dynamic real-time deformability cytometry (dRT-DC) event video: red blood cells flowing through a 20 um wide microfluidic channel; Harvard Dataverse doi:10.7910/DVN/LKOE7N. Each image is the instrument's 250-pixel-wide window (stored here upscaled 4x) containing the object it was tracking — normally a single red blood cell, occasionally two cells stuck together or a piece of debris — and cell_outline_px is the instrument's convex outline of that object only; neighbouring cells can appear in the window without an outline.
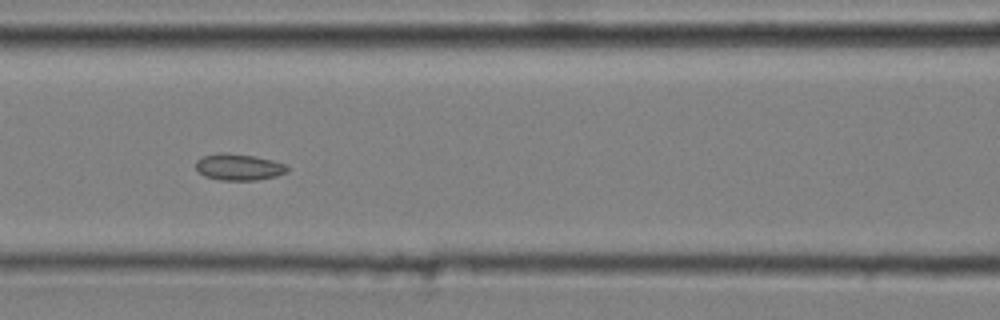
{"species": "common noctule bat (a hibernating species)", "species_latin": "Nyctalus noctula", "temperature_condition": "cold", "stored_images_in_passage": 9, "camera_frame_rate_fps": 3000, "um_per_image_px": 0.085, "animal": {"sex": "male", "body_mass_g": 20.4}, "frame": {"image": 1, "passage_image": 6, "time_ms": 1.667, "image_size_px": [1000, 320], "cell_outline_px": [[288, 172], [276, 176], [256, 180], [220, 180], [204, 176], [196, 168], [196, 160], [204, 156], [220, 152], [224, 152], [256, 156], [288, 164]], "centroid_in_image_um": [20.32, 14.19], "position_along_channel_um": 146.3, "area_um2": 14.22}}
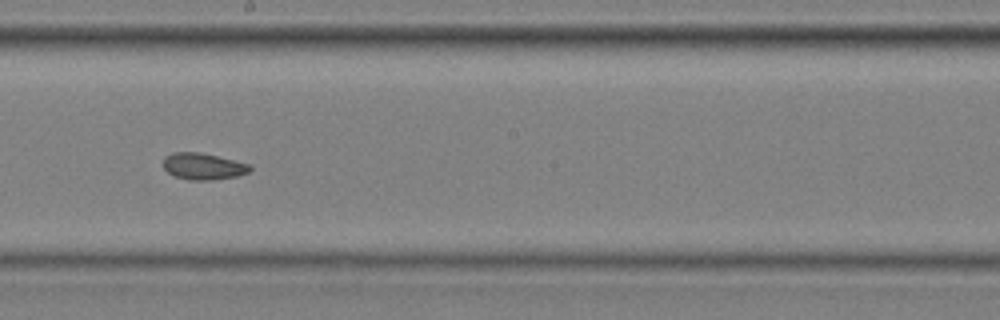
{"frame": {"image": 2, "passage_image": 8, "time_ms": 2.333, "image_size_px": [1000, 320], "cell_outline_px": [[252, 168], [248, 172], [236, 176], [212, 180], [188, 180], [176, 176], [168, 172], [164, 168], [164, 156], [172, 152], [200, 152], [248, 164]], "centroid_in_image_um": [17.23, 14.13], "position_along_channel_um": 231.0, "area_um2": 13.24}}
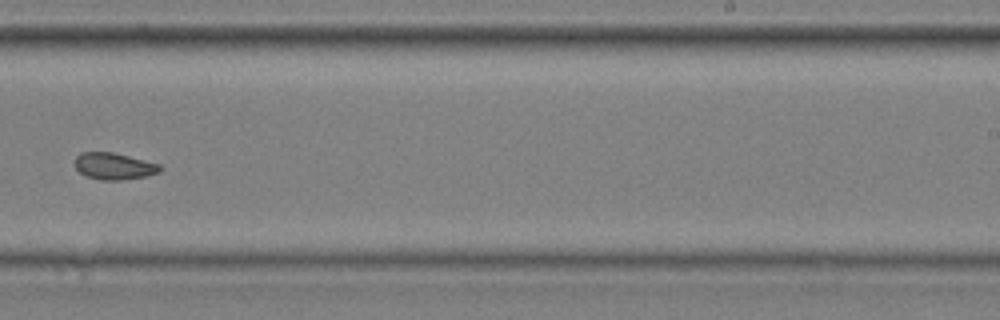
{"frame": {"image": 3, "passage_image": 9, "time_ms": 2.667, "image_size_px": [1000, 320], "cell_outline_px": [[164, 168], [160, 172], [144, 176], [120, 180], [100, 180], [88, 176], [80, 172], [76, 168], [76, 156], [80, 152], [112, 152], [160, 164]], "centroid_in_image_um": [9.71, 14.12], "position_along_channel_um": 279.3, "area_um2": 13.12}}